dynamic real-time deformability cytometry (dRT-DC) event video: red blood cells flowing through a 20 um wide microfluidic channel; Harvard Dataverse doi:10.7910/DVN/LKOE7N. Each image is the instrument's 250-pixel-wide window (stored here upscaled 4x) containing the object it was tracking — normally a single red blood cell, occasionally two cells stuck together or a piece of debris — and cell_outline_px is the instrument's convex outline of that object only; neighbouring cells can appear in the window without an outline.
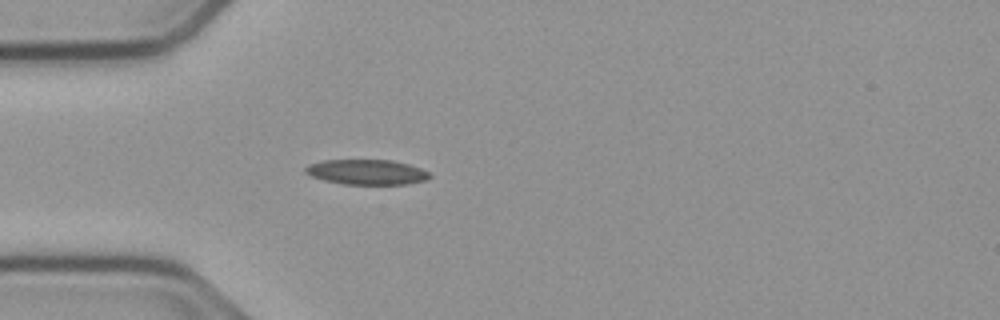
{"species": "common noctule bat (a hibernating species)", "species_latin": "Nyctalus noctula", "temperature_condition": "cold", "stored_images_in_passage": 40, "camera_frame_rate_fps": 3000, "um_per_image_px": 0.085, "animal": {"sex": "male", "body_mass_g": 23.1, "forearm_length_mm": 52.7}, "frame": {"image": 1, "passage_image": 1, "time_ms": 0.0, "image_size_px": [1000, 320], "cell_outline_px": [[432, 176], [424, 180], [408, 184], [344, 184], [324, 180], [312, 176], [304, 172], [304, 168], [308, 164], [324, 160], [392, 160], [408, 164], [420, 168], [428, 172]], "centroid_in_image_um": [31.15, 14.62], "position_along_channel_um": 53.8, "area_um2": 18.09}}
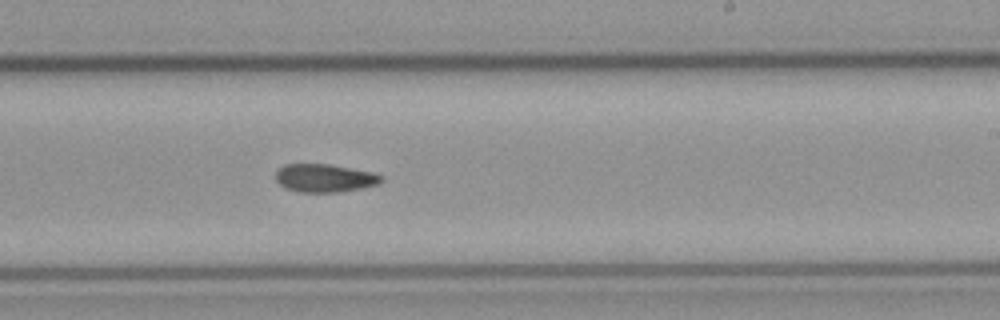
{"frame": {"image": 2, "passage_image": 18, "time_ms": 5.667, "image_size_px": [1000, 320], "cell_outline_px": [[384, 180], [376, 184], [360, 188], [340, 192], [300, 192], [284, 188], [276, 180], [276, 172], [284, 164], [328, 164], [372, 172], [384, 176]], "centroid_in_image_um": [27.58, 15.13], "position_along_channel_um": 261.4, "area_um2": 17.22}}
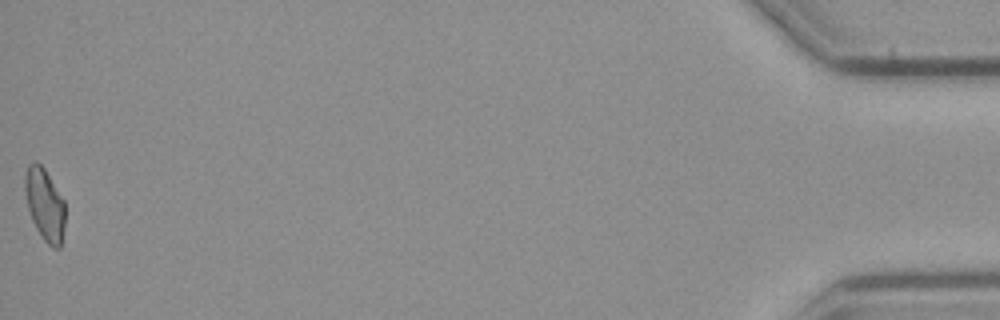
{"frame": {"image": 3, "passage_image": 40, "time_ms": 13.0, "image_size_px": [1000, 320], "cell_outline_px": [[64, 224], [60, 248], [52, 248], [44, 240], [36, 228], [32, 220], [28, 208], [24, 192], [24, 176], [28, 164], [36, 160], [44, 168], [64, 200]], "centroid_in_image_um": [3.78, 17.35], "position_along_channel_um": 431.4, "area_um2": 16.88}, "authors_computed_cell_mechanics": {"area_um2": 17.3689, "velocity_mm_per_s": 3.7673, "shape_relaxation_time_tau1_ms": null, "shape_relaxation_time_tau2_ms": 6.0588, "deformation_change_tau1": null, "deformation_change_tau2": 0.1183}}